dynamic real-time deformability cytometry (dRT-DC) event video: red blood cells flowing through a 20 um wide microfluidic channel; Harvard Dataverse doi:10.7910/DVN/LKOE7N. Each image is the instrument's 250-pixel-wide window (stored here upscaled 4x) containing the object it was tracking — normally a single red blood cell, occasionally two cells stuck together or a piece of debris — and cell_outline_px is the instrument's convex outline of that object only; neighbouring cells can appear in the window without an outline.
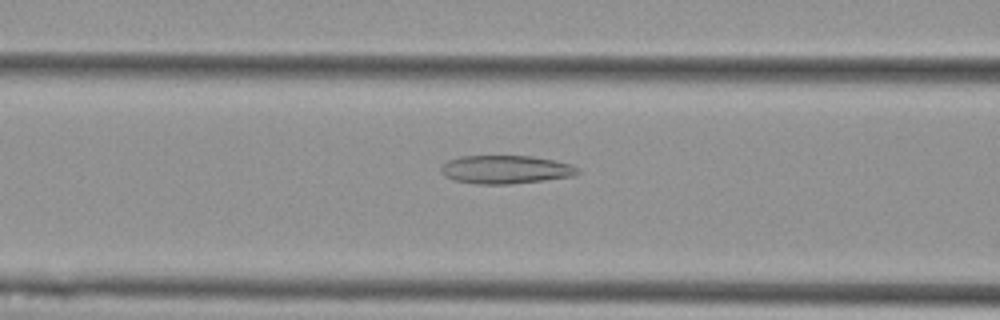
{"species": "Egyptian fruit bat (a non-hibernating species)", "species_latin": "Rousettus aegyptiacus", "temperature_condition": "cold", "stored_images_in_passage": 57, "camera_frame_rate_fps": 3000, "um_per_image_px": 0.085, "animal": {"sex": "female"}, "frame": {"image": 1, "passage_image": 23, "time_ms": 7.333, "image_size_px": [1000, 320], "cell_outline_px": [[580, 172], [572, 176], [544, 180], [508, 184], [476, 184], [452, 180], [444, 176], [440, 172], [440, 164], [448, 160], [460, 156], [532, 156], [572, 164]], "centroid_in_image_um": [42.9, 14.41], "position_along_channel_um": 123.7, "area_um2": 22.66}}
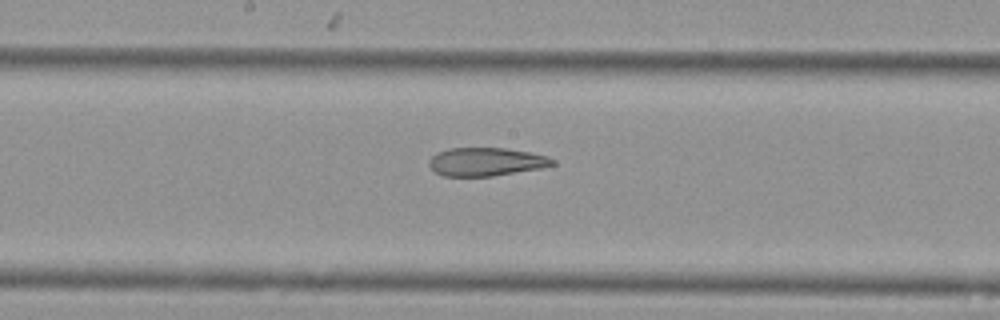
{"frame": {"image": 2, "passage_image": 30, "time_ms": 9.667, "image_size_px": [1000, 320], "cell_outline_px": [[556, 164], [540, 168], [492, 176], [444, 176], [436, 172], [428, 164], [428, 160], [436, 152], [448, 148], [504, 148], [528, 152], [548, 156], [556, 160]], "centroid_in_image_um": [41.3, 13.74], "position_along_channel_um": 206.9, "area_um2": 20.35}}
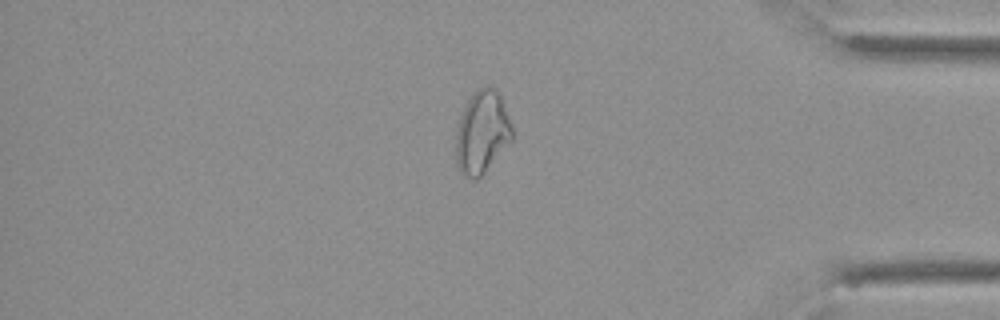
{"frame": {"image": 3, "passage_image": 48, "time_ms": 15.667, "image_size_px": [1000, 320], "cell_outline_px": [[512, 140], [484, 172], [476, 180], [472, 180], [464, 176], [460, 172], [456, 164], [456, 132], [460, 116], [472, 92], [488, 84], [496, 88], [500, 96], [512, 124]], "centroid_in_image_um": [40.96, 11.23], "position_along_channel_um": 394.2, "area_um2": 27.17}, "authors_computed_cell_mechanics": {"area_um2": 27.1082, "velocity_mm_per_s": 3.5767, "shape_relaxation_time_tau1_ms": null, "shape_relaxation_time_tau2_ms": 4.0755, "deformation_change_tau1": null, "deformation_change_tau2": 0.1351}}